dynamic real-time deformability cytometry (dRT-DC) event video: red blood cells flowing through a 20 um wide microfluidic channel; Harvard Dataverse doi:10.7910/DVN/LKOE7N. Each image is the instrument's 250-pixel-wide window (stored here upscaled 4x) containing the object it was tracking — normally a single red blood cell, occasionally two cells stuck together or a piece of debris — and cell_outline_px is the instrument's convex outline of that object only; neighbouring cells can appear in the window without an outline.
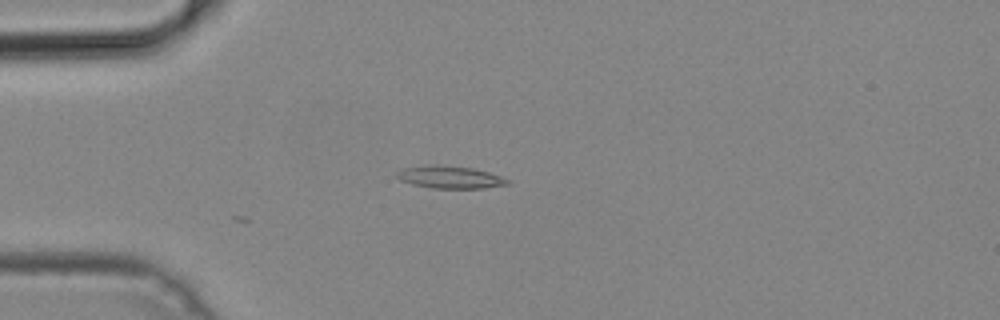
{"species": "common noctule bat (a hibernating species)", "species_latin": "Nyctalus noctula", "temperature_condition": "cold", "stored_images_in_passage": 3, "camera_frame_rate_fps": 3000, "um_per_image_px": 0.085, "animal": {"sex": "male", "body_mass_g": 19.2, "forearm_length_mm": 51.8}, "frame": {"image": 1, "passage_image": 3, "time_ms": 0.667, "image_size_px": [1000, 320], "cell_outline_px": [[512, 180], [508, 184], [484, 188], [432, 188], [412, 184], [400, 180], [396, 176], [396, 172], [404, 168], [436, 164], [472, 168], [488, 172]], "centroid_in_image_um": [38.25, 15.06], "position_along_channel_um": 46.7, "area_um2": 14.39}}